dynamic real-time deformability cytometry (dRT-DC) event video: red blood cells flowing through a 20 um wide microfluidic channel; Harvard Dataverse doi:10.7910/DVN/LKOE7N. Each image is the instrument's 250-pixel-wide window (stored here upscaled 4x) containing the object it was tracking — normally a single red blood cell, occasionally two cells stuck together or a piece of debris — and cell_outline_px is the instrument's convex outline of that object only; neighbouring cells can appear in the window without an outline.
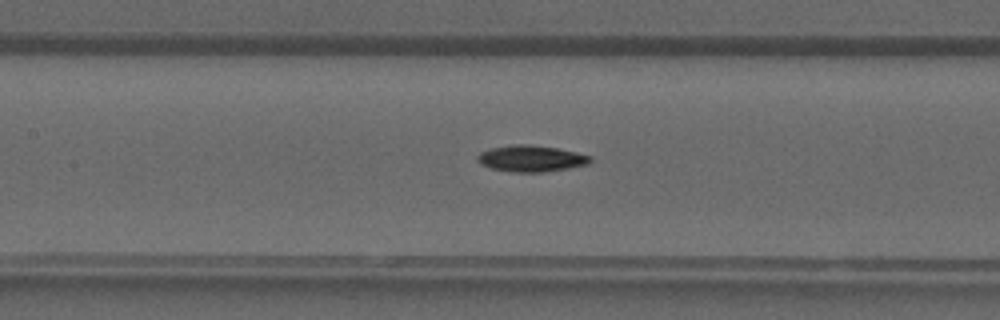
{"species": "common noctule bat (a hibernating species)", "species_latin": "Nyctalus noctula", "temperature_condition": "warm", "stored_images_in_passage": 39, "camera_frame_rate_fps": 3000, "um_per_image_px": 0.085, "animal": {"sex": "male", "forearm_length_mm": 52.5}, "frame": {"image": 1, "passage_image": 18, "time_ms": 5.667, "image_size_px": [1000, 320], "cell_outline_px": [[592, 160], [588, 164], [568, 168], [544, 172], [512, 172], [492, 168], [480, 164], [476, 160], [476, 156], [480, 152], [492, 148], [512, 144], [528, 144], [556, 148], [576, 152], [592, 156]], "centroid_in_image_um": [45.13, 13.47], "position_along_channel_um": 162.3, "area_um2": 17.34}}
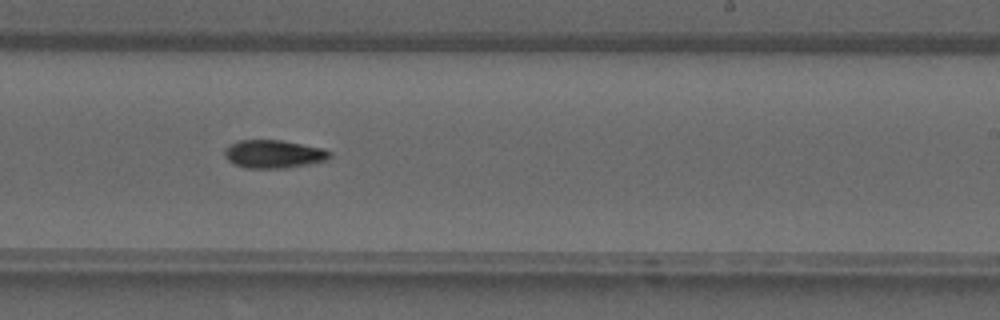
{"frame": {"image": 2, "passage_image": 24, "time_ms": 7.667, "image_size_px": [1000, 320], "cell_outline_px": [[332, 156], [328, 160], [308, 164], [284, 168], [244, 168], [228, 160], [224, 156], [224, 148], [228, 144], [240, 140], [280, 140], [324, 148], [332, 152]], "centroid_in_image_um": [23.27, 13.09], "position_along_channel_um": 265.7, "area_um2": 17.4}}
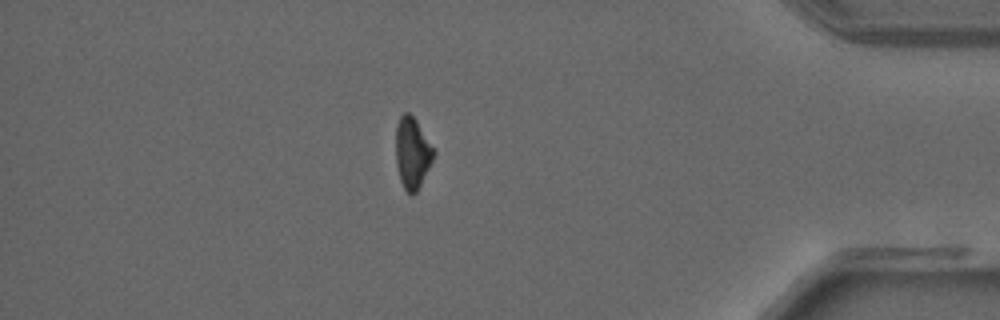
{"frame": {"image": 3, "passage_image": 34, "time_ms": 11.0, "image_size_px": [1000, 320], "cell_outline_px": [[436, 152], [416, 192], [412, 196], [404, 188], [400, 180], [396, 164], [396, 124], [400, 116], [404, 112], [408, 112], [416, 120]], "centroid_in_image_um": [35.02, 12.98], "position_along_channel_um": 400.2, "area_um2": 15.49}}